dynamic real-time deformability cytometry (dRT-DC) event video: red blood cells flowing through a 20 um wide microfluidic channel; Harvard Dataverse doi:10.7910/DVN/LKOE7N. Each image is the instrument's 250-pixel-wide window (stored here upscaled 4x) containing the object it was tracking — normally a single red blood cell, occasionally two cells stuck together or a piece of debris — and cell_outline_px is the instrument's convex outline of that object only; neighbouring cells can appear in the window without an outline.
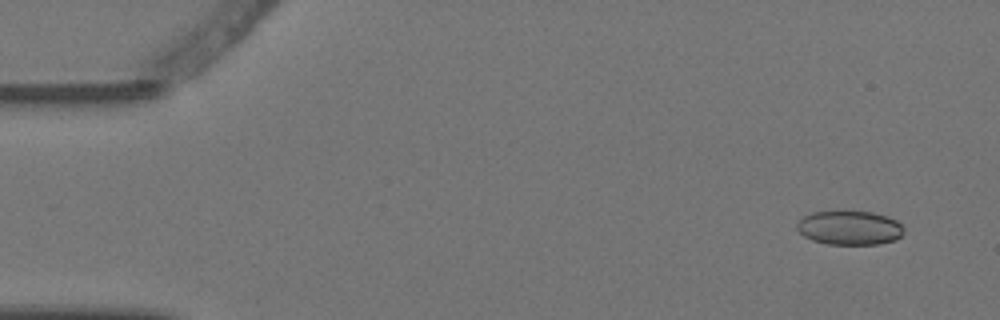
{"species": "Egyptian fruit bat (a non-hibernating species)", "species_latin": "Rousettus aegyptiacus", "temperature_condition": "warm", "stored_images_in_passage": 7, "camera_frame_rate_fps": 3000, "um_per_image_px": 0.085, "animal": {"sex": "female"}, "frame": {"image": 1, "passage_image": 1, "time_ms": 0.0, "image_size_px": [1000, 320], "cell_outline_px": [[904, 232], [896, 240], [876, 244], [828, 244], [812, 240], [804, 236], [796, 228], [796, 224], [804, 216], [812, 212], [872, 212], [888, 216], [896, 220], [904, 228]], "centroid_in_image_um": [72.22, 19.37], "position_along_channel_um": 12.8, "area_um2": 21.1}}
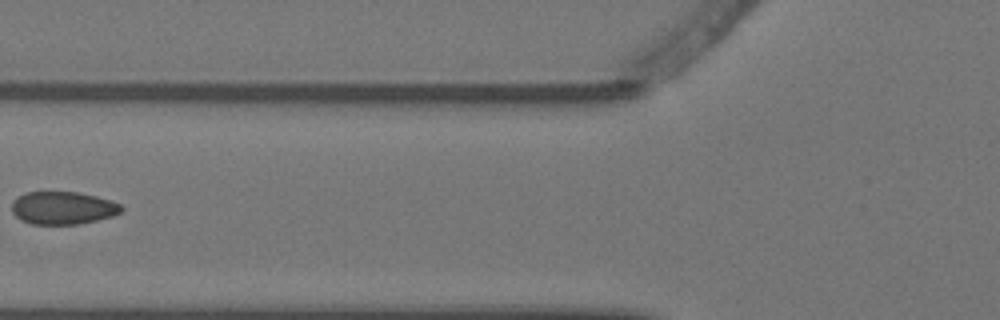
{"frame": {"image": 2, "passage_image": 6, "time_ms": 1.667, "image_size_px": [1000, 320], "cell_outline_px": [[124, 208], [120, 212], [112, 216], [80, 224], [32, 224], [20, 220], [12, 212], [12, 200], [16, 196], [24, 192], [76, 192], [96, 196], [112, 200], [120, 204]], "centroid_in_image_um": [5.32, 17.67], "position_along_channel_um": 120.5, "area_um2": 21.1}}
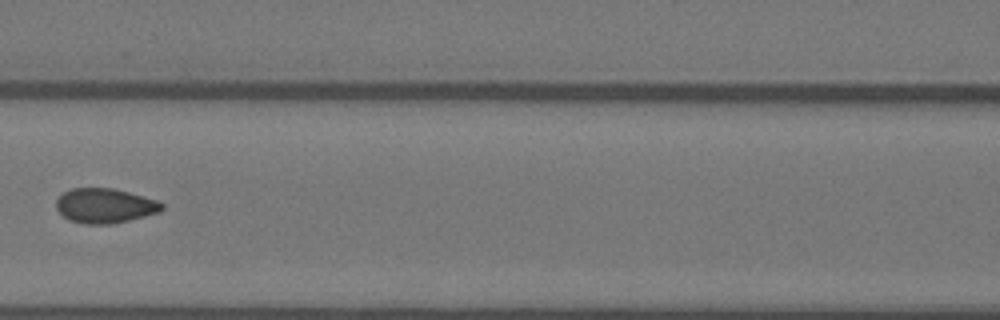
{"frame": {"image": 3, "passage_image": 7, "time_ms": 2.0, "image_size_px": [1000, 320], "cell_outline_px": [[164, 208], [160, 212], [112, 224], [84, 224], [72, 220], [64, 216], [56, 208], [56, 200], [64, 192], [72, 188], [112, 188], [128, 192], [156, 200], [164, 204]], "centroid_in_image_um": [8.92, 17.48], "position_along_channel_um": 157.7, "area_um2": 21.15}}